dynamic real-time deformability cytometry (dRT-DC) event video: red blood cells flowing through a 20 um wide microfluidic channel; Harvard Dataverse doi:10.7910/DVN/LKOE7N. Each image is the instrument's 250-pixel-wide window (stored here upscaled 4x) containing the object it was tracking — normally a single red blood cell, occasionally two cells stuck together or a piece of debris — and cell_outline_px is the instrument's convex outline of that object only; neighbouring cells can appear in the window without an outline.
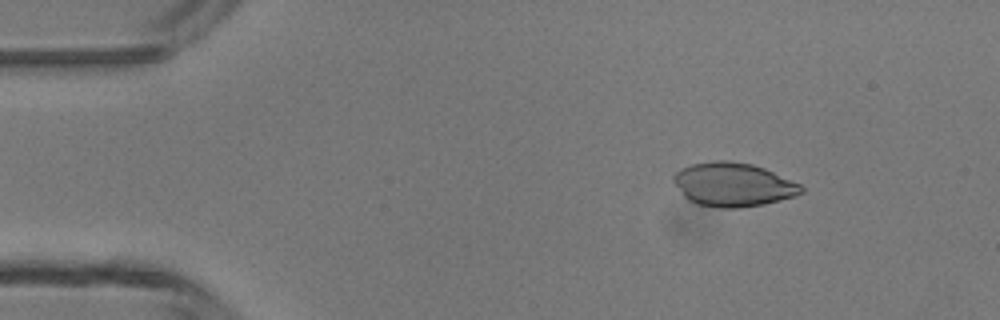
{"species": "common noctule bat (a hibernating species)", "species_latin": "Nyctalus noctula", "temperature_condition": "room temperature", "stored_images_in_passage": 3, "camera_frame_rate_fps": 3000, "um_per_image_px": 0.085, "animal": {"sex": "male", "body_mass_g": 13.3}, "frame": {"image": 1, "passage_image": 1, "time_ms": 0.0, "image_size_px": [1000, 320], "cell_outline_px": [[804, 192], [796, 196], [764, 204], [740, 208], [720, 208], [696, 204], [688, 200], [684, 196], [672, 180], [672, 176], [680, 168], [692, 164], [712, 160], [728, 160], [752, 164], [764, 168], [800, 184], [804, 188]], "centroid_in_image_um": [62.3, 15.69], "position_along_channel_um": 22.7, "area_um2": 32.77}}